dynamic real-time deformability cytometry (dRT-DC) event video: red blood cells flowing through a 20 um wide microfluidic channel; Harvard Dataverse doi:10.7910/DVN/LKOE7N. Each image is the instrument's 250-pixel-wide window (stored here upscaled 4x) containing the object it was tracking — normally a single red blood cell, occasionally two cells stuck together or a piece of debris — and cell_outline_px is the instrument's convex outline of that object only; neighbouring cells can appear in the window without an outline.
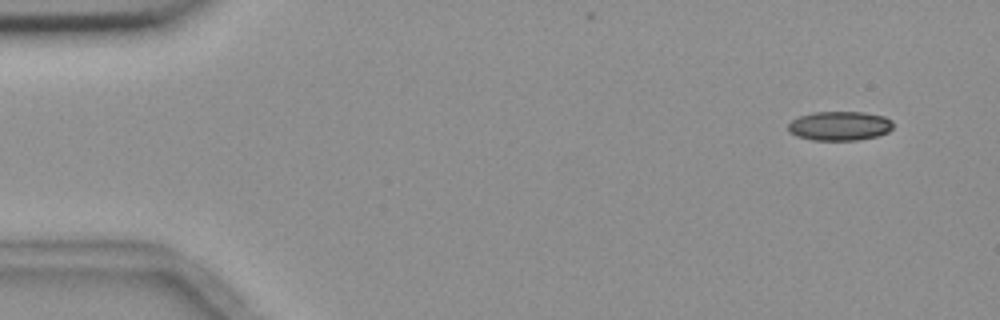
{"species": "common noctule bat (a hibernating species)", "species_latin": "Nyctalus noctula", "temperature_condition": "room temperature", "stored_images_in_passage": 7, "camera_frame_rate_fps": 3000, "um_per_image_px": 0.085, "animal": {"sex": "female", "body_mass_g": 18.4}, "frame": {"image": 1, "passage_image": 1, "time_ms": 0.0, "image_size_px": [1000, 320], "cell_outline_px": [[892, 128], [888, 132], [876, 136], [860, 140], [812, 140], [796, 136], [788, 132], [788, 124], [792, 120], [800, 116], [812, 112], [864, 112], [884, 116], [892, 120]], "centroid_in_image_um": [71.36, 10.7], "position_along_channel_um": 13.6, "area_um2": 17.98}}
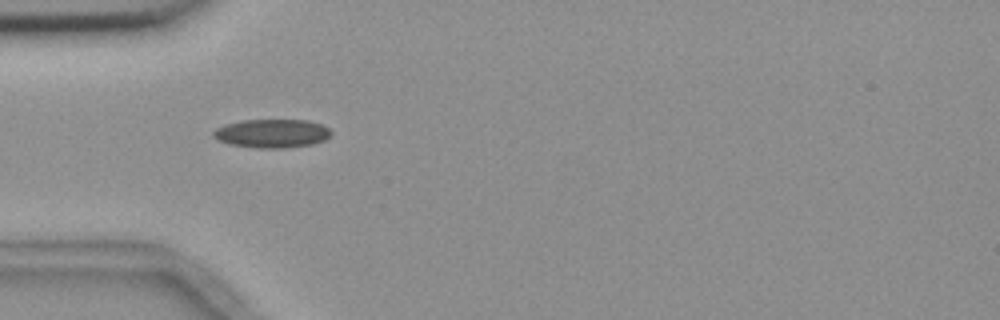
{"frame": {"image": 2, "passage_image": 5, "time_ms": 4.333, "image_size_px": [1000, 320], "cell_outline_px": [[332, 132], [324, 140], [312, 144], [284, 148], [256, 148], [232, 144], [220, 140], [212, 136], [212, 132], [216, 128], [224, 124], [244, 120], [308, 120], [320, 124], [328, 128]], "centroid_in_image_um": [23.1, 11.33], "position_along_channel_um": 61.9, "area_um2": 19.48}}
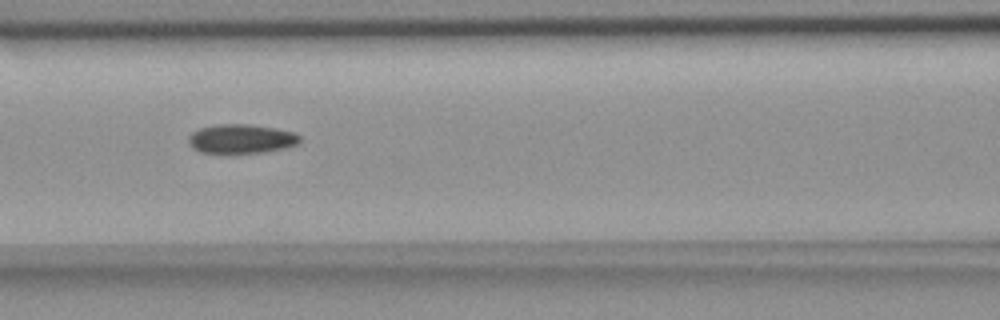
{"frame": {"image": 3, "passage_image": 7, "time_ms": 6.667, "image_size_px": [1000, 320], "cell_outline_px": [[300, 140], [296, 144], [284, 148], [264, 152], [200, 152], [192, 148], [188, 144], [188, 136], [192, 132], [200, 128], [216, 124], [252, 124], [276, 128], [296, 132], [300, 136]], "centroid_in_image_um": [20.5, 11.78], "position_along_channel_um": 146.1, "area_um2": 18.9}}